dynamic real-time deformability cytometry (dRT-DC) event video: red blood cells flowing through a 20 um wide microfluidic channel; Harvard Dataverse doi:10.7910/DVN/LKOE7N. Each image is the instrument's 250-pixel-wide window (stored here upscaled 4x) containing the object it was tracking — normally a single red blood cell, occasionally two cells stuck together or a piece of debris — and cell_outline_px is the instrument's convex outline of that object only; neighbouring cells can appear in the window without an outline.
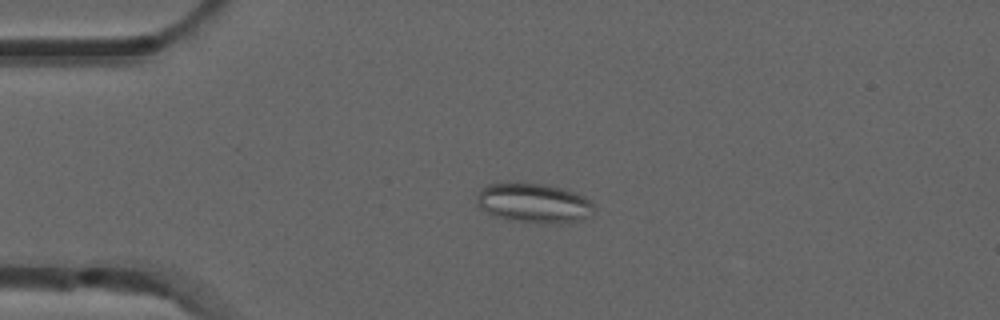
{"species": "common noctule bat (a hibernating species)", "species_latin": "Nyctalus noctula", "temperature_condition": "room temperature", "stored_images_in_passage": 4, "camera_frame_rate_fps": 3000, "um_per_image_px": 0.085, "animal": {"sex": "male", "forearm_length_mm": 52.5}, "frame": {"image": 1, "passage_image": 3, "time_ms": 0.667, "image_size_px": [1000, 320], "cell_outline_px": [[596, 208], [584, 216], [576, 220], [560, 224], [540, 224], [512, 220], [492, 216], [480, 208], [476, 204], [476, 196], [480, 188], [488, 184], [516, 180], [544, 184], [576, 192], [584, 196], [596, 204]], "centroid_in_image_um": [45.3, 17.23], "position_along_channel_um": 39.7, "area_um2": 27.8}}